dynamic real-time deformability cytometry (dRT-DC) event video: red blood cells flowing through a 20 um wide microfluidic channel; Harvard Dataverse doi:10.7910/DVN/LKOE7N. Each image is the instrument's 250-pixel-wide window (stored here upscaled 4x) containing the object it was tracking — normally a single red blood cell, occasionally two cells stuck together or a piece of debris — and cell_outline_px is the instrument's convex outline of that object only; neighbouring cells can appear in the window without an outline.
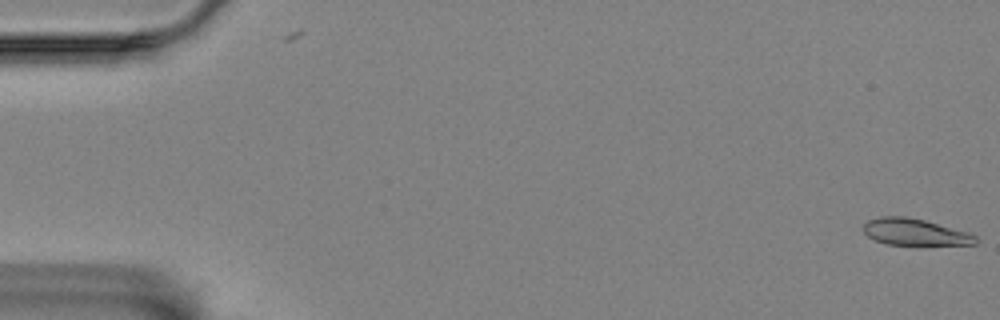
{"species": "Egyptian fruit bat (a non-hibernating species)", "species_latin": "Rousettus aegyptiacus", "temperature_condition": "room temperature", "stored_images_in_passage": 58, "camera_frame_rate_fps": 3000, "um_per_image_px": 0.085, "animal": {"sex": "female"}, "frame": {"image": 1, "passage_image": 1, "time_ms": 0.0, "image_size_px": [1000, 320], "cell_outline_px": [[976, 244], [888, 244], [876, 240], [868, 236], [864, 232], [864, 224], [868, 220], [880, 216], [904, 216], [924, 220], [968, 232], [976, 236]], "centroid_in_image_um": [77.73, 19.71], "position_along_channel_um": 7.3, "area_um2": 16.99}}
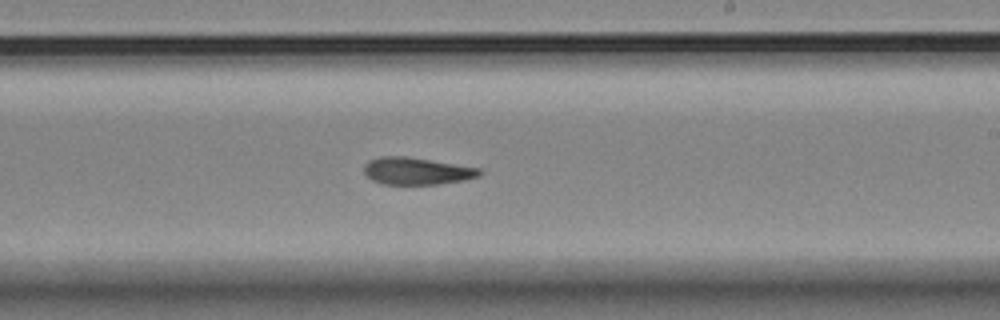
{"frame": {"image": 2, "passage_image": 35, "time_ms": 11.333, "image_size_px": [1000, 320], "cell_outline_px": [[484, 172], [480, 176], [464, 180], [440, 184], [380, 184], [372, 180], [364, 172], [364, 164], [368, 160], [380, 156], [404, 156], [480, 168]], "centroid_in_image_um": [35.41, 14.54], "position_along_channel_um": 253.6, "area_um2": 18.32}}
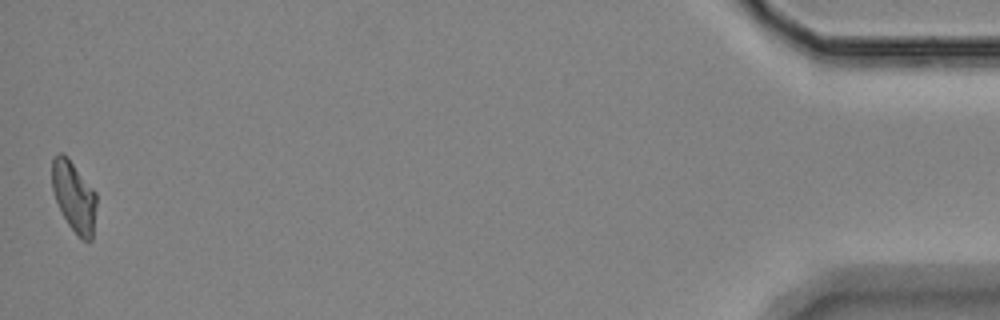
{"frame": {"image": 3, "passage_image": 58, "time_ms": 19.0, "image_size_px": [1000, 320], "cell_outline_px": [[96, 204], [92, 240], [88, 244], [68, 224], [56, 200], [52, 188], [52, 156], [60, 152], [64, 152], [68, 156], [96, 192]], "centroid_in_image_um": [6.29, 16.65], "position_along_channel_um": 428.9, "area_um2": 18.26}, "authors_computed_cell_mechanics": {"area_um2": 18.6405, "velocity_mm_per_s": 3.4395, "shape_relaxation_time_tau1_ms": 10.7735, "shape_relaxation_time_tau2_ms": 4.6124, "deformation_change_tau1": 0.2409, "deformation_change_tau2": 0.1203}}